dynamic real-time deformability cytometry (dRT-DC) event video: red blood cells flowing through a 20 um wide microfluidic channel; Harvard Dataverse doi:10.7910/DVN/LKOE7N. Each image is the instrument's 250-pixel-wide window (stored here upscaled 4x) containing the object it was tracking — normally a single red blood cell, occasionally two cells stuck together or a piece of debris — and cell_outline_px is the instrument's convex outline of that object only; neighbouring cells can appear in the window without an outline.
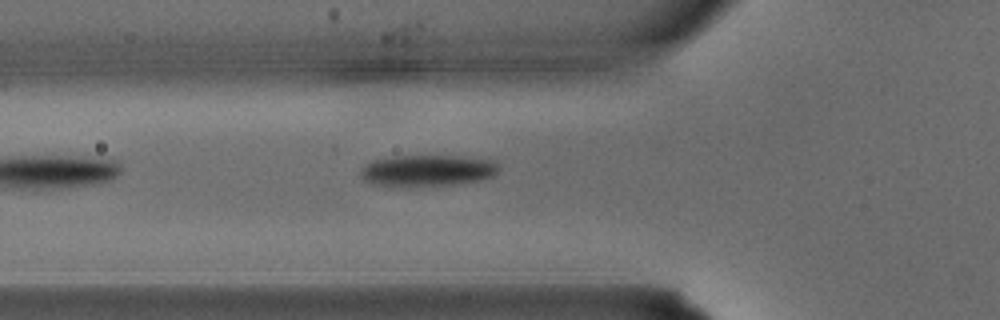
{"species": "common noctule bat (a hibernating species)", "species_latin": "Nyctalus noctula", "temperature_condition": "warm", "stored_images_in_passage": 4, "camera_frame_rate_fps": 3000, "um_per_image_px": 0.085, "animal": {"sex": "male", "body_mass_g": 15.6}, "frame": {"image": 1, "passage_image": 4, "time_ms": 1.0, "image_size_px": [1000, 320], "cell_outline_px": [[500, 168], [492, 176], [480, 180], [452, 184], [420, 188], [392, 188], [372, 184], [364, 180], [360, 176], [360, 172], [372, 160], [396, 156], [460, 156], [496, 160], [500, 164]], "centroid_in_image_um": [36.32, 14.53], "position_along_channel_um": 89.5, "area_um2": 26.07}}